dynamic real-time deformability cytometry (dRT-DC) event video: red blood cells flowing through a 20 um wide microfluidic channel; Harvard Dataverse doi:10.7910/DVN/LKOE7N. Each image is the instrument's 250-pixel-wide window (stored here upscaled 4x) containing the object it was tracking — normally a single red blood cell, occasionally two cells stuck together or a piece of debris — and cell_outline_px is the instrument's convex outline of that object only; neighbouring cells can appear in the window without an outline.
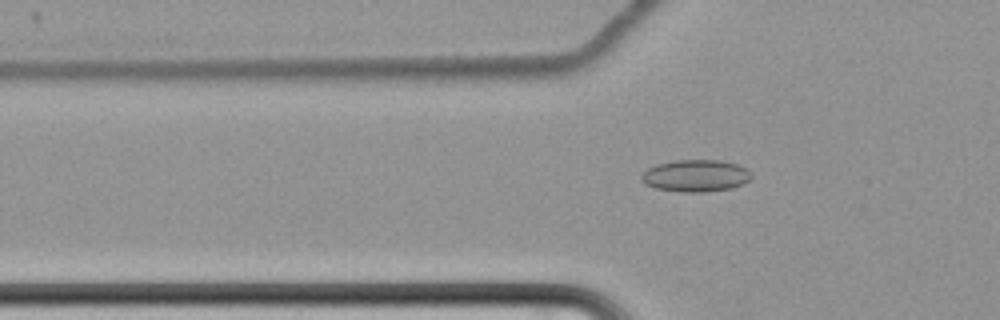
{"species": "common noctule bat (a hibernating species)", "species_latin": "Nyctalus noctula", "temperature_condition": "cold", "stored_images_in_passage": 58, "camera_frame_rate_fps": 3000, "um_per_image_px": 0.085, "animal": {"sex": "female", "body_mass_g": 22.7, "forearm_length_mm": 54.2}, "frame": {"image": 1, "passage_image": 20, "time_ms": 6.333, "image_size_px": [1000, 320], "cell_outline_px": [[752, 176], [744, 184], [732, 188], [704, 192], [680, 192], [656, 188], [644, 184], [640, 180], [640, 176], [648, 168], [656, 164], [676, 160], [720, 160], [736, 164], [744, 168]], "centroid_in_image_um": [59.09, 14.94], "position_along_channel_um": 66.7, "area_um2": 20.52}}
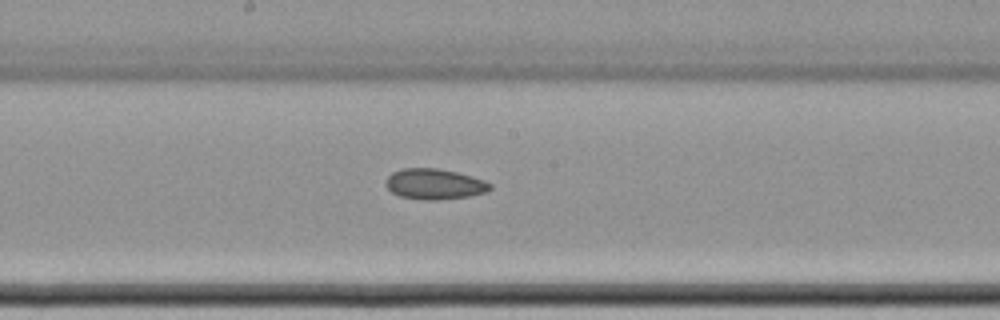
{"frame": {"image": 2, "passage_image": 33, "time_ms": 10.667, "image_size_px": [1000, 320], "cell_outline_px": [[492, 188], [488, 192], [468, 196], [436, 200], [424, 200], [400, 196], [392, 192], [384, 184], [388, 176], [392, 172], [400, 168], [436, 168], [456, 172], [472, 176], [484, 180], [492, 184]], "centroid_in_image_um": [36.93, 15.64], "position_along_channel_um": 211.3, "area_um2": 18.67}}
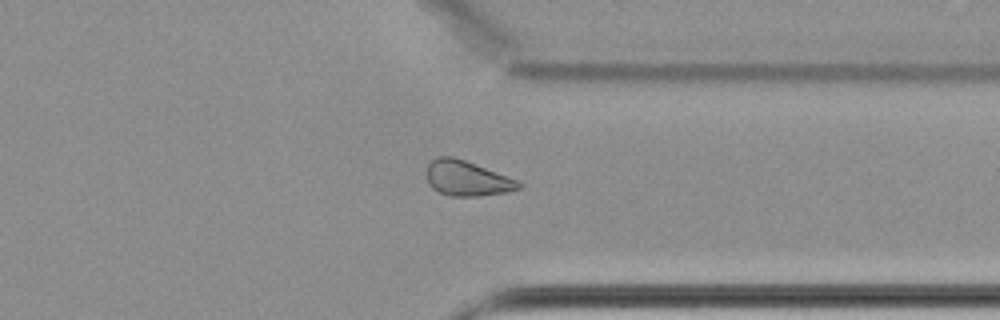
{"frame": {"image": 3, "passage_image": 47, "time_ms": 15.333, "image_size_px": [1000, 320], "cell_outline_px": [[524, 184], [520, 188], [508, 192], [480, 196], [448, 196], [432, 188], [428, 180], [428, 164], [436, 156], [452, 156], [464, 160], [520, 180]], "centroid_in_image_um": [39.75, 15.17], "position_along_channel_um": 371.7, "area_um2": 18.9}}